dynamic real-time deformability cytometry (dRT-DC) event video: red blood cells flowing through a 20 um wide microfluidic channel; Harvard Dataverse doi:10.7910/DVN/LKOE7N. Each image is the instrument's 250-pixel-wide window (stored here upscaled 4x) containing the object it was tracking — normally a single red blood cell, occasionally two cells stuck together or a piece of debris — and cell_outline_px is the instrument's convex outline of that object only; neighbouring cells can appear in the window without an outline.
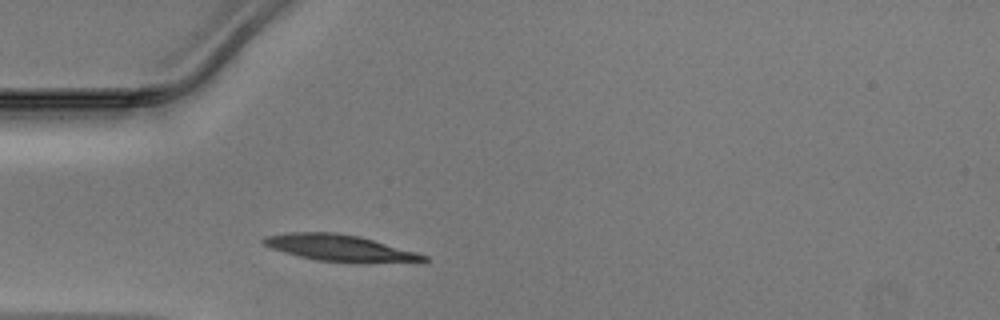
{"species": "Egyptian fruit bat (a non-hibernating species)", "species_latin": "Rousettus aegyptiacus", "temperature_condition": "warm", "stored_images_in_passage": 26, "camera_frame_rate_fps": 3000, "um_per_image_px": 0.085, "animal": {"sex": "male"}, "frame": {"image": 1, "passage_image": 1, "time_ms": 0.0, "image_size_px": [1000, 320], "cell_outline_px": [[428, 260], [316, 260], [284, 252], [272, 248], [264, 244], [260, 240], [264, 236], [288, 232], [336, 232], [360, 236], [416, 252], [428, 256]], "centroid_in_image_um": [28.7, 21.0], "position_along_channel_um": 56.3, "area_um2": 23.24}}
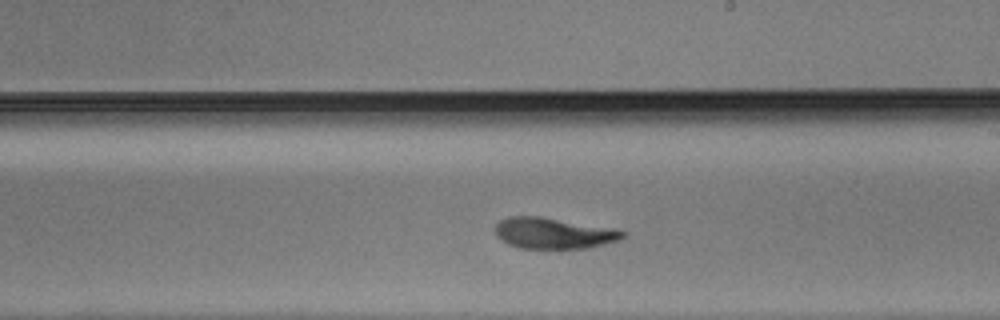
{"frame": {"image": 2, "passage_image": 15, "time_ms": 4.667, "image_size_px": [1000, 320], "cell_outline_px": [[628, 232], [624, 236], [616, 240], [604, 244], [588, 248], [520, 248], [508, 244], [500, 240], [496, 236], [492, 228], [500, 220], [508, 216], [540, 216], [616, 228]], "centroid_in_image_um": [47.02, 19.81], "position_along_channel_um": 242.0, "area_um2": 23.35}}
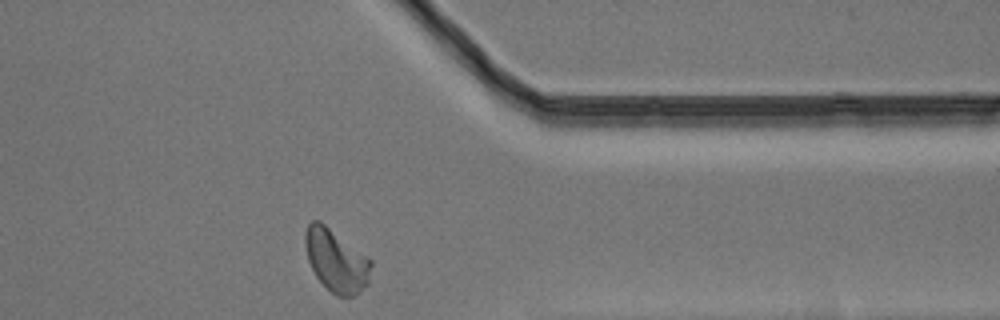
{"frame": {"image": 3, "passage_image": 26, "time_ms": 8.333, "image_size_px": [1000, 320], "cell_outline_px": [[372, 264], [368, 284], [360, 292], [352, 296], [336, 296], [316, 276], [308, 260], [304, 240], [304, 232], [308, 224], [312, 220], [320, 220], [372, 260]], "centroid_in_image_um": [28.58, 22.13], "position_along_channel_um": 382.8, "area_um2": 23.93}}